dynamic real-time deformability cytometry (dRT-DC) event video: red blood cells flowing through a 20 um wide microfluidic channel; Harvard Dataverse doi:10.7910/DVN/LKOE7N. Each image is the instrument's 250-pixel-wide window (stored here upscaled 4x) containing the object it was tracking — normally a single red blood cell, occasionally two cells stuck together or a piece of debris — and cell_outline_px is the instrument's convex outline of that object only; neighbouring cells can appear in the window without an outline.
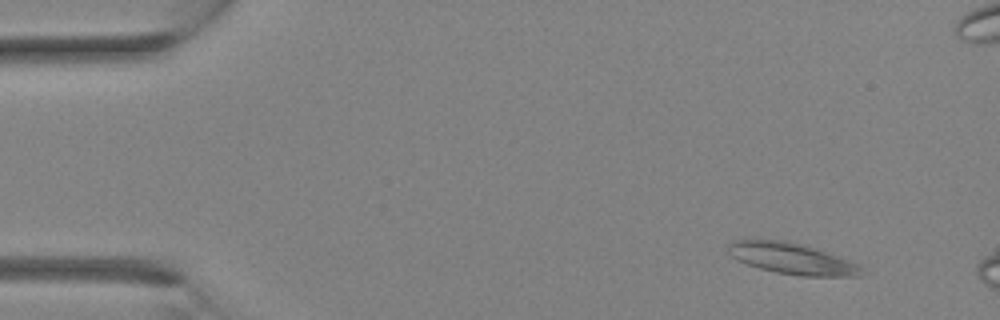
{"species": "Egyptian fruit bat (a non-hibernating species)", "species_latin": "Rousettus aegyptiacus", "temperature_condition": "room temperature", "stored_images_in_passage": 7, "camera_frame_rate_fps": 3000, "um_per_image_px": 0.085, "animal": {"sex": "female"}, "frame": {"image": 1, "passage_image": 1, "time_ms": 0.0, "image_size_px": [1000, 320], "cell_outline_px": [[860, 276], [800, 276], [776, 272], [760, 268], [748, 264], [732, 256], [728, 252], [728, 244], [732, 240], [788, 240], [804, 244], [860, 264]], "centroid_in_image_um": [67.31, 21.97], "position_along_channel_um": 17.7, "area_um2": 23.99}}